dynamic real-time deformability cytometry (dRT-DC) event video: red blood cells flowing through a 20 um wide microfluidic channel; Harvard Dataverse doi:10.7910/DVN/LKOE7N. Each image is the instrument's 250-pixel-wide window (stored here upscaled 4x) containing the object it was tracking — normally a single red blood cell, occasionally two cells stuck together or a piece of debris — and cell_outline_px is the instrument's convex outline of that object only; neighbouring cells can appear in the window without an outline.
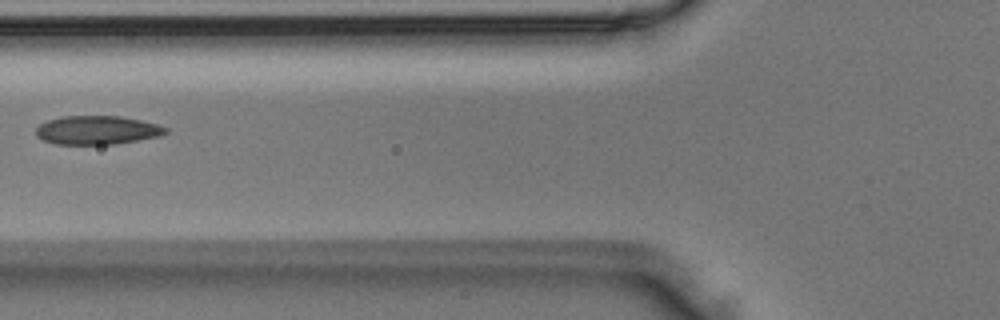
{"species": "Egyptian fruit bat (a non-hibernating species)", "species_latin": "Rousettus aegyptiacus", "temperature_condition": "room temperature", "stored_images_in_passage": 6, "camera_frame_rate_fps": 3000, "um_per_image_px": 0.085, "animal": {"sex": "male"}, "frame": {"image": 1, "passage_image": 6, "time_ms": 1.667, "image_size_px": [1000, 320], "cell_outline_px": [[168, 132], [160, 136], [116, 144], [56, 144], [44, 140], [36, 136], [36, 128], [40, 124], [48, 120], [64, 116], [120, 116], [140, 120], [156, 124], [168, 128]], "centroid_in_image_um": [8.26, 11.06], "position_along_channel_um": 117.5, "area_um2": 21.62}}